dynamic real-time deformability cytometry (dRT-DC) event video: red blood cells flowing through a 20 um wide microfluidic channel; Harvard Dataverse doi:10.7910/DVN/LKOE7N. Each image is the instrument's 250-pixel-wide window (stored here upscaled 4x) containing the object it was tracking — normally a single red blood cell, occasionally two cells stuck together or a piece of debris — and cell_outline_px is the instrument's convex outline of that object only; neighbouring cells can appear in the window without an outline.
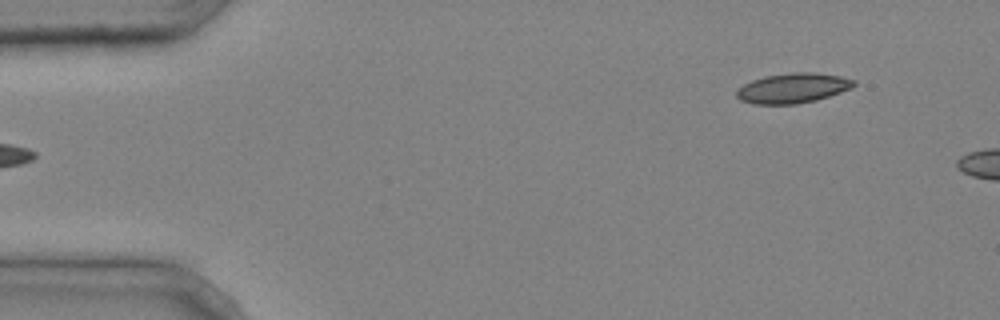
{"species": "common noctule bat (a hibernating species)", "species_latin": "Nyctalus noctula", "temperature_condition": "cold", "stored_images_in_passage": 4, "camera_frame_rate_fps": 3000, "um_per_image_px": 0.085, "animal": {"sex": "male", "body_mass_g": 20.4}, "frame": {"image": 1, "passage_image": 4, "time_ms": 1.0, "image_size_px": [1000, 320], "cell_outline_px": [[856, 84], [852, 88], [816, 100], [796, 104], [752, 104], [740, 100], [736, 96], [736, 88], [752, 80], [764, 76], [792, 72], [816, 72], [840, 76], [856, 80]], "centroid_in_image_um": [67.37, 7.48], "position_along_channel_um": 17.6, "area_um2": 20.63}}